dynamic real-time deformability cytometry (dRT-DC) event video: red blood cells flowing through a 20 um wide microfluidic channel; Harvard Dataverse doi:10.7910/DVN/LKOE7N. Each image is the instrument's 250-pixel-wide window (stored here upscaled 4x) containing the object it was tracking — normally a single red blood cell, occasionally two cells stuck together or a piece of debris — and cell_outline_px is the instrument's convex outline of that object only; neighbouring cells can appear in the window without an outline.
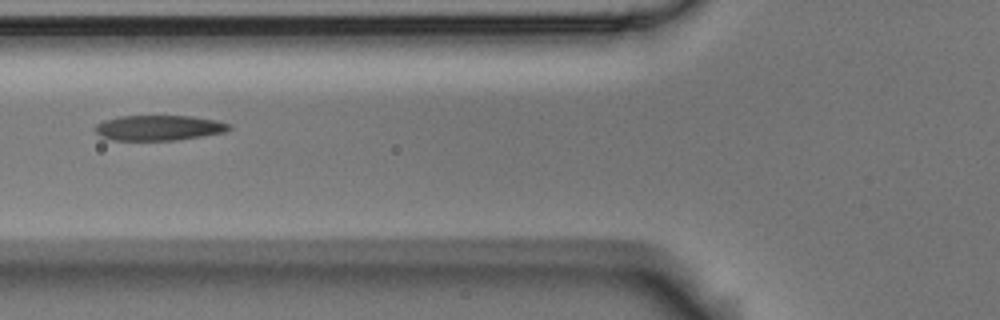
{"species": "Egyptian fruit bat (a non-hibernating species)", "species_latin": "Rousettus aegyptiacus", "temperature_condition": "room temperature", "stored_images_in_passage": 3, "camera_frame_rate_fps": 3000, "um_per_image_px": 0.085, "animal": {"sex": "male"}, "frame": {"image": 1, "passage_image": 3, "time_ms": 0.667, "image_size_px": [1000, 320], "cell_outline_px": [[232, 128], [228, 132], [204, 136], [176, 140], [112, 140], [100, 136], [92, 128], [96, 124], [104, 120], [120, 116], [192, 116], [216, 120], [232, 124]], "centroid_in_image_um": [13.53, 10.86], "position_along_channel_um": 112.3, "area_um2": 20.0}}